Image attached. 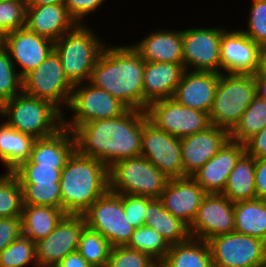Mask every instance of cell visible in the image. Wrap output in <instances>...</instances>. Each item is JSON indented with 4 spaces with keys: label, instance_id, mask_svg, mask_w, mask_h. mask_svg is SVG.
<instances>
[{
    "label": "cell",
    "instance_id": "cell-1",
    "mask_svg": "<svg viewBox=\"0 0 266 267\" xmlns=\"http://www.w3.org/2000/svg\"><path fill=\"white\" fill-rule=\"evenodd\" d=\"M144 110L127 109L122 115L77 126L72 132L76 151L108 168L115 162L141 156Z\"/></svg>",
    "mask_w": 266,
    "mask_h": 267
},
{
    "label": "cell",
    "instance_id": "cell-2",
    "mask_svg": "<svg viewBox=\"0 0 266 267\" xmlns=\"http://www.w3.org/2000/svg\"><path fill=\"white\" fill-rule=\"evenodd\" d=\"M145 62L131 45H106L94 65L89 82L104 89L128 109L144 110Z\"/></svg>",
    "mask_w": 266,
    "mask_h": 267
},
{
    "label": "cell",
    "instance_id": "cell-3",
    "mask_svg": "<svg viewBox=\"0 0 266 267\" xmlns=\"http://www.w3.org/2000/svg\"><path fill=\"white\" fill-rule=\"evenodd\" d=\"M62 210L82 215L109 189L108 167L76 150L66 161L60 179Z\"/></svg>",
    "mask_w": 266,
    "mask_h": 267
},
{
    "label": "cell",
    "instance_id": "cell-4",
    "mask_svg": "<svg viewBox=\"0 0 266 267\" xmlns=\"http://www.w3.org/2000/svg\"><path fill=\"white\" fill-rule=\"evenodd\" d=\"M2 121L35 139L55 134L63 127V112L52 102L23 92L0 106Z\"/></svg>",
    "mask_w": 266,
    "mask_h": 267
},
{
    "label": "cell",
    "instance_id": "cell-5",
    "mask_svg": "<svg viewBox=\"0 0 266 267\" xmlns=\"http://www.w3.org/2000/svg\"><path fill=\"white\" fill-rule=\"evenodd\" d=\"M87 24H76L54 42L63 70L73 84L88 82L92 70L107 43Z\"/></svg>",
    "mask_w": 266,
    "mask_h": 267
},
{
    "label": "cell",
    "instance_id": "cell-6",
    "mask_svg": "<svg viewBox=\"0 0 266 267\" xmlns=\"http://www.w3.org/2000/svg\"><path fill=\"white\" fill-rule=\"evenodd\" d=\"M255 96L254 74L220 73L214 102L209 112L211 125L230 132Z\"/></svg>",
    "mask_w": 266,
    "mask_h": 267
},
{
    "label": "cell",
    "instance_id": "cell-7",
    "mask_svg": "<svg viewBox=\"0 0 266 267\" xmlns=\"http://www.w3.org/2000/svg\"><path fill=\"white\" fill-rule=\"evenodd\" d=\"M108 177L110 191L150 198H160L169 180L143 156L115 162L108 168Z\"/></svg>",
    "mask_w": 266,
    "mask_h": 267
},
{
    "label": "cell",
    "instance_id": "cell-8",
    "mask_svg": "<svg viewBox=\"0 0 266 267\" xmlns=\"http://www.w3.org/2000/svg\"><path fill=\"white\" fill-rule=\"evenodd\" d=\"M127 109L104 89L92 85L89 81L79 83L73 86L68 107L63 113V127L73 131L86 122L118 117ZM68 110L72 112L70 119L65 117Z\"/></svg>",
    "mask_w": 266,
    "mask_h": 267
},
{
    "label": "cell",
    "instance_id": "cell-9",
    "mask_svg": "<svg viewBox=\"0 0 266 267\" xmlns=\"http://www.w3.org/2000/svg\"><path fill=\"white\" fill-rule=\"evenodd\" d=\"M82 215L86 226L100 233L112 247L127 246L135 230L123 208V194L109 189Z\"/></svg>",
    "mask_w": 266,
    "mask_h": 267
},
{
    "label": "cell",
    "instance_id": "cell-10",
    "mask_svg": "<svg viewBox=\"0 0 266 267\" xmlns=\"http://www.w3.org/2000/svg\"><path fill=\"white\" fill-rule=\"evenodd\" d=\"M73 86L65 75L61 59L55 50L22 78L23 93L50 101L63 113L68 107Z\"/></svg>",
    "mask_w": 266,
    "mask_h": 267
},
{
    "label": "cell",
    "instance_id": "cell-11",
    "mask_svg": "<svg viewBox=\"0 0 266 267\" xmlns=\"http://www.w3.org/2000/svg\"><path fill=\"white\" fill-rule=\"evenodd\" d=\"M214 267H262L266 242L260 238L230 232L208 241Z\"/></svg>",
    "mask_w": 266,
    "mask_h": 267
},
{
    "label": "cell",
    "instance_id": "cell-12",
    "mask_svg": "<svg viewBox=\"0 0 266 267\" xmlns=\"http://www.w3.org/2000/svg\"><path fill=\"white\" fill-rule=\"evenodd\" d=\"M147 119L179 139L211 126L209 114L177 103L173 98L155 101L145 110Z\"/></svg>",
    "mask_w": 266,
    "mask_h": 267
},
{
    "label": "cell",
    "instance_id": "cell-13",
    "mask_svg": "<svg viewBox=\"0 0 266 267\" xmlns=\"http://www.w3.org/2000/svg\"><path fill=\"white\" fill-rule=\"evenodd\" d=\"M227 27H190L182 30L183 67L221 73L220 42Z\"/></svg>",
    "mask_w": 266,
    "mask_h": 267
},
{
    "label": "cell",
    "instance_id": "cell-14",
    "mask_svg": "<svg viewBox=\"0 0 266 267\" xmlns=\"http://www.w3.org/2000/svg\"><path fill=\"white\" fill-rule=\"evenodd\" d=\"M141 156L169 179L184 178L180 139L143 119Z\"/></svg>",
    "mask_w": 266,
    "mask_h": 267
},
{
    "label": "cell",
    "instance_id": "cell-15",
    "mask_svg": "<svg viewBox=\"0 0 266 267\" xmlns=\"http://www.w3.org/2000/svg\"><path fill=\"white\" fill-rule=\"evenodd\" d=\"M85 226L83 215L66 214L47 237L35 242L38 267H55L69 253L77 251Z\"/></svg>",
    "mask_w": 266,
    "mask_h": 267
},
{
    "label": "cell",
    "instance_id": "cell-16",
    "mask_svg": "<svg viewBox=\"0 0 266 267\" xmlns=\"http://www.w3.org/2000/svg\"><path fill=\"white\" fill-rule=\"evenodd\" d=\"M234 203L222 194H207L189 226L190 236L208 241L234 231Z\"/></svg>",
    "mask_w": 266,
    "mask_h": 267
},
{
    "label": "cell",
    "instance_id": "cell-17",
    "mask_svg": "<svg viewBox=\"0 0 266 267\" xmlns=\"http://www.w3.org/2000/svg\"><path fill=\"white\" fill-rule=\"evenodd\" d=\"M221 73L254 74L260 71L261 47L241 30L226 29L220 42Z\"/></svg>",
    "mask_w": 266,
    "mask_h": 267
},
{
    "label": "cell",
    "instance_id": "cell-18",
    "mask_svg": "<svg viewBox=\"0 0 266 267\" xmlns=\"http://www.w3.org/2000/svg\"><path fill=\"white\" fill-rule=\"evenodd\" d=\"M5 50L15 68L18 69L19 76L23 78L30 71L36 69L54 50V42L30 31L25 26L6 33Z\"/></svg>",
    "mask_w": 266,
    "mask_h": 267
},
{
    "label": "cell",
    "instance_id": "cell-19",
    "mask_svg": "<svg viewBox=\"0 0 266 267\" xmlns=\"http://www.w3.org/2000/svg\"><path fill=\"white\" fill-rule=\"evenodd\" d=\"M230 139L229 131L214 125L180 139L184 177H191Z\"/></svg>",
    "mask_w": 266,
    "mask_h": 267
},
{
    "label": "cell",
    "instance_id": "cell-20",
    "mask_svg": "<svg viewBox=\"0 0 266 267\" xmlns=\"http://www.w3.org/2000/svg\"><path fill=\"white\" fill-rule=\"evenodd\" d=\"M207 192L192 178L169 179L161 193L164 208L190 226Z\"/></svg>",
    "mask_w": 266,
    "mask_h": 267
},
{
    "label": "cell",
    "instance_id": "cell-21",
    "mask_svg": "<svg viewBox=\"0 0 266 267\" xmlns=\"http://www.w3.org/2000/svg\"><path fill=\"white\" fill-rule=\"evenodd\" d=\"M219 77L216 72L185 69L172 98L185 107L209 114Z\"/></svg>",
    "mask_w": 266,
    "mask_h": 267
},
{
    "label": "cell",
    "instance_id": "cell-22",
    "mask_svg": "<svg viewBox=\"0 0 266 267\" xmlns=\"http://www.w3.org/2000/svg\"><path fill=\"white\" fill-rule=\"evenodd\" d=\"M244 152V143L229 139L222 148L191 177L208 194H222L230 172Z\"/></svg>",
    "mask_w": 266,
    "mask_h": 267
},
{
    "label": "cell",
    "instance_id": "cell-23",
    "mask_svg": "<svg viewBox=\"0 0 266 267\" xmlns=\"http://www.w3.org/2000/svg\"><path fill=\"white\" fill-rule=\"evenodd\" d=\"M179 30L151 29L143 39L130 45L144 62L183 64L182 30Z\"/></svg>",
    "mask_w": 266,
    "mask_h": 267
},
{
    "label": "cell",
    "instance_id": "cell-24",
    "mask_svg": "<svg viewBox=\"0 0 266 267\" xmlns=\"http://www.w3.org/2000/svg\"><path fill=\"white\" fill-rule=\"evenodd\" d=\"M75 150L73 132L62 127L49 137L35 139L28 160L20 165L56 167L62 171Z\"/></svg>",
    "mask_w": 266,
    "mask_h": 267
},
{
    "label": "cell",
    "instance_id": "cell-25",
    "mask_svg": "<svg viewBox=\"0 0 266 267\" xmlns=\"http://www.w3.org/2000/svg\"><path fill=\"white\" fill-rule=\"evenodd\" d=\"M183 64L145 62L144 111L155 101L172 98L184 72Z\"/></svg>",
    "mask_w": 266,
    "mask_h": 267
},
{
    "label": "cell",
    "instance_id": "cell-26",
    "mask_svg": "<svg viewBox=\"0 0 266 267\" xmlns=\"http://www.w3.org/2000/svg\"><path fill=\"white\" fill-rule=\"evenodd\" d=\"M77 23L68 14L65 5L26 7V27L53 42L57 41Z\"/></svg>",
    "mask_w": 266,
    "mask_h": 267
},
{
    "label": "cell",
    "instance_id": "cell-27",
    "mask_svg": "<svg viewBox=\"0 0 266 267\" xmlns=\"http://www.w3.org/2000/svg\"><path fill=\"white\" fill-rule=\"evenodd\" d=\"M145 225L155 229L169 245L188 240L189 226L167 211L159 198L147 197Z\"/></svg>",
    "mask_w": 266,
    "mask_h": 267
},
{
    "label": "cell",
    "instance_id": "cell-28",
    "mask_svg": "<svg viewBox=\"0 0 266 267\" xmlns=\"http://www.w3.org/2000/svg\"><path fill=\"white\" fill-rule=\"evenodd\" d=\"M159 265L161 267H214L208 242L193 237L170 245L167 255Z\"/></svg>",
    "mask_w": 266,
    "mask_h": 267
},
{
    "label": "cell",
    "instance_id": "cell-29",
    "mask_svg": "<svg viewBox=\"0 0 266 267\" xmlns=\"http://www.w3.org/2000/svg\"><path fill=\"white\" fill-rule=\"evenodd\" d=\"M66 213L56 207L23 204L21 222L23 236L34 242L47 237Z\"/></svg>",
    "mask_w": 266,
    "mask_h": 267
},
{
    "label": "cell",
    "instance_id": "cell-30",
    "mask_svg": "<svg viewBox=\"0 0 266 267\" xmlns=\"http://www.w3.org/2000/svg\"><path fill=\"white\" fill-rule=\"evenodd\" d=\"M254 176L255 158L244 152L230 172L222 195L232 203L256 199Z\"/></svg>",
    "mask_w": 266,
    "mask_h": 267
},
{
    "label": "cell",
    "instance_id": "cell-31",
    "mask_svg": "<svg viewBox=\"0 0 266 267\" xmlns=\"http://www.w3.org/2000/svg\"><path fill=\"white\" fill-rule=\"evenodd\" d=\"M35 138L16 131L4 121L0 123V161L6 172H12L27 161Z\"/></svg>",
    "mask_w": 266,
    "mask_h": 267
},
{
    "label": "cell",
    "instance_id": "cell-32",
    "mask_svg": "<svg viewBox=\"0 0 266 267\" xmlns=\"http://www.w3.org/2000/svg\"><path fill=\"white\" fill-rule=\"evenodd\" d=\"M234 231L266 242V200L253 199L234 203Z\"/></svg>",
    "mask_w": 266,
    "mask_h": 267
},
{
    "label": "cell",
    "instance_id": "cell-33",
    "mask_svg": "<svg viewBox=\"0 0 266 267\" xmlns=\"http://www.w3.org/2000/svg\"><path fill=\"white\" fill-rule=\"evenodd\" d=\"M266 125V101L257 95L242 114L239 122L229 132L230 140L244 143Z\"/></svg>",
    "mask_w": 266,
    "mask_h": 267
},
{
    "label": "cell",
    "instance_id": "cell-34",
    "mask_svg": "<svg viewBox=\"0 0 266 267\" xmlns=\"http://www.w3.org/2000/svg\"><path fill=\"white\" fill-rule=\"evenodd\" d=\"M111 248L100 233L87 226L83 228L77 251L92 267H106Z\"/></svg>",
    "mask_w": 266,
    "mask_h": 267
},
{
    "label": "cell",
    "instance_id": "cell-35",
    "mask_svg": "<svg viewBox=\"0 0 266 267\" xmlns=\"http://www.w3.org/2000/svg\"><path fill=\"white\" fill-rule=\"evenodd\" d=\"M127 247L149 255L159 264L167 255L170 245L155 229L143 225L135 228Z\"/></svg>",
    "mask_w": 266,
    "mask_h": 267
},
{
    "label": "cell",
    "instance_id": "cell-36",
    "mask_svg": "<svg viewBox=\"0 0 266 267\" xmlns=\"http://www.w3.org/2000/svg\"><path fill=\"white\" fill-rule=\"evenodd\" d=\"M23 197L20 182L12 172L0 175V217H21Z\"/></svg>",
    "mask_w": 266,
    "mask_h": 267
},
{
    "label": "cell",
    "instance_id": "cell-37",
    "mask_svg": "<svg viewBox=\"0 0 266 267\" xmlns=\"http://www.w3.org/2000/svg\"><path fill=\"white\" fill-rule=\"evenodd\" d=\"M28 264L38 267L36 243L23 235L0 252V267H26Z\"/></svg>",
    "mask_w": 266,
    "mask_h": 267
},
{
    "label": "cell",
    "instance_id": "cell-38",
    "mask_svg": "<svg viewBox=\"0 0 266 267\" xmlns=\"http://www.w3.org/2000/svg\"><path fill=\"white\" fill-rule=\"evenodd\" d=\"M23 204L62 209L60 184L20 183Z\"/></svg>",
    "mask_w": 266,
    "mask_h": 267
},
{
    "label": "cell",
    "instance_id": "cell-39",
    "mask_svg": "<svg viewBox=\"0 0 266 267\" xmlns=\"http://www.w3.org/2000/svg\"><path fill=\"white\" fill-rule=\"evenodd\" d=\"M21 92L22 78L4 49L0 52V106Z\"/></svg>",
    "mask_w": 266,
    "mask_h": 267
},
{
    "label": "cell",
    "instance_id": "cell-40",
    "mask_svg": "<svg viewBox=\"0 0 266 267\" xmlns=\"http://www.w3.org/2000/svg\"><path fill=\"white\" fill-rule=\"evenodd\" d=\"M247 28L240 30L261 48L266 46V0H251Z\"/></svg>",
    "mask_w": 266,
    "mask_h": 267
},
{
    "label": "cell",
    "instance_id": "cell-41",
    "mask_svg": "<svg viewBox=\"0 0 266 267\" xmlns=\"http://www.w3.org/2000/svg\"><path fill=\"white\" fill-rule=\"evenodd\" d=\"M149 255L127 246L112 247L106 267H156Z\"/></svg>",
    "mask_w": 266,
    "mask_h": 267
},
{
    "label": "cell",
    "instance_id": "cell-42",
    "mask_svg": "<svg viewBox=\"0 0 266 267\" xmlns=\"http://www.w3.org/2000/svg\"><path fill=\"white\" fill-rule=\"evenodd\" d=\"M25 0H0V30L5 34L26 25Z\"/></svg>",
    "mask_w": 266,
    "mask_h": 267
},
{
    "label": "cell",
    "instance_id": "cell-43",
    "mask_svg": "<svg viewBox=\"0 0 266 267\" xmlns=\"http://www.w3.org/2000/svg\"><path fill=\"white\" fill-rule=\"evenodd\" d=\"M12 173L20 183L59 184L61 171L56 167L19 165Z\"/></svg>",
    "mask_w": 266,
    "mask_h": 267
},
{
    "label": "cell",
    "instance_id": "cell-44",
    "mask_svg": "<svg viewBox=\"0 0 266 267\" xmlns=\"http://www.w3.org/2000/svg\"><path fill=\"white\" fill-rule=\"evenodd\" d=\"M123 208L130 225L135 228L145 225V212L147 210V197L123 194Z\"/></svg>",
    "mask_w": 266,
    "mask_h": 267
},
{
    "label": "cell",
    "instance_id": "cell-45",
    "mask_svg": "<svg viewBox=\"0 0 266 267\" xmlns=\"http://www.w3.org/2000/svg\"><path fill=\"white\" fill-rule=\"evenodd\" d=\"M105 1L107 0H67L65 6L68 14L77 24H88L85 18L102 8Z\"/></svg>",
    "mask_w": 266,
    "mask_h": 267
},
{
    "label": "cell",
    "instance_id": "cell-46",
    "mask_svg": "<svg viewBox=\"0 0 266 267\" xmlns=\"http://www.w3.org/2000/svg\"><path fill=\"white\" fill-rule=\"evenodd\" d=\"M22 235L21 217H0V252Z\"/></svg>",
    "mask_w": 266,
    "mask_h": 267
},
{
    "label": "cell",
    "instance_id": "cell-47",
    "mask_svg": "<svg viewBox=\"0 0 266 267\" xmlns=\"http://www.w3.org/2000/svg\"><path fill=\"white\" fill-rule=\"evenodd\" d=\"M245 152L256 158H266V125L244 142Z\"/></svg>",
    "mask_w": 266,
    "mask_h": 267
},
{
    "label": "cell",
    "instance_id": "cell-48",
    "mask_svg": "<svg viewBox=\"0 0 266 267\" xmlns=\"http://www.w3.org/2000/svg\"><path fill=\"white\" fill-rule=\"evenodd\" d=\"M255 191L258 199L266 200V158L255 159Z\"/></svg>",
    "mask_w": 266,
    "mask_h": 267
},
{
    "label": "cell",
    "instance_id": "cell-49",
    "mask_svg": "<svg viewBox=\"0 0 266 267\" xmlns=\"http://www.w3.org/2000/svg\"><path fill=\"white\" fill-rule=\"evenodd\" d=\"M55 267H92L78 251L69 253Z\"/></svg>",
    "mask_w": 266,
    "mask_h": 267
},
{
    "label": "cell",
    "instance_id": "cell-50",
    "mask_svg": "<svg viewBox=\"0 0 266 267\" xmlns=\"http://www.w3.org/2000/svg\"><path fill=\"white\" fill-rule=\"evenodd\" d=\"M254 81L256 84V95L266 101V76L258 71L254 73Z\"/></svg>",
    "mask_w": 266,
    "mask_h": 267
},
{
    "label": "cell",
    "instance_id": "cell-51",
    "mask_svg": "<svg viewBox=\"0 0 266 267\" xmlns=\"http://www.w3.org/2000/svg\"><path fill=\"white\" fill-rule=\"evenodd\" d=\"M26 6L65 5L67 0H25Z\"/></svg>",
    "mask_w": 266,
    "mask_h": 267
},
{
    "label": "cell",
    "instance_id": "cell-52",
    "mask_svg": "<svg viewBox=\"0 0 266 267\" xmlns=\"http://www.w3.org/2000/svg\"><path fill=\"white\" fill-rule=\"evenodd\" d=\"M260 72L266 76V46L261 48Z\"/></svg>",
    "mask_w": 266,
    "mask_h": 267
},
{
    "label": "cell",
    "instance_id": "cell-53",
    "mask_svg": "<svg viewBox=\"0 0 266 267\" xmlns=\"http://www.w3.org/2000/svg\"><path fill=\"white\" fill-rule=\"evenodd\" d=\"M5 33L0 30V52H2L5 49Z\"/></svg>",
    "mask_w": 266,
    "mask_h": 267
},
{
    "label": "cell",
    "instance_id": "cell-54",
    "mask_svg": "<svg viewBox=\"0 0 266 267\" xmlns=\"http://www.w3.org/2000/svg\"><path fill=\"white\" fill-rule=\"evenodd\" d=\"M263 267H266V258L264 260Z\"/></svg>",
    "mask_w": 266,
    "mask_h": 267
}]
</instances>
